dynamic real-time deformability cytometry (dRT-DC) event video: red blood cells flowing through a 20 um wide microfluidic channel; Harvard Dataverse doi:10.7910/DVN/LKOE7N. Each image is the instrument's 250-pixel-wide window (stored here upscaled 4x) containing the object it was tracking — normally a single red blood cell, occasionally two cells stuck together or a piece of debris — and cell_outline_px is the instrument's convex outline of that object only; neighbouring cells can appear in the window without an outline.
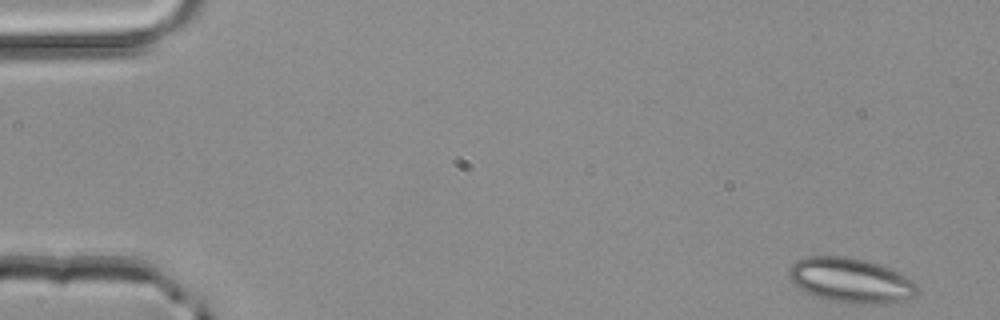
{"species": "common noctule bat (a hibernating species)", "species_latin": "Nyctalus noctula", "temperature_condition": "room temperature", "stored_images_in_passage": 49, "camera_frame_rate_fps": 3000, "um_per_image_px": 0.085, "animal": {"sex": "male", "body_mass_g": 20.4}, "frame": {"image": 1, "passage_image": 1, "time_ms": 0.0, "image_size_px": [1000, 320], "cell_outline_px": [[920, 288], [912, 296], [900, 300], [872, 304], [864, 304], [828, 300], [816, 296], [792, 284], [788, 276], [788, 272], [792, 264], [796, 260], [808, 256], [844, 256], [864, 260], [900, 272], [908, 276]], "centroid_in_image_um": [72.28, 23.81], "position_along_channel_um": 12.7, "area_um2": 33.12}}
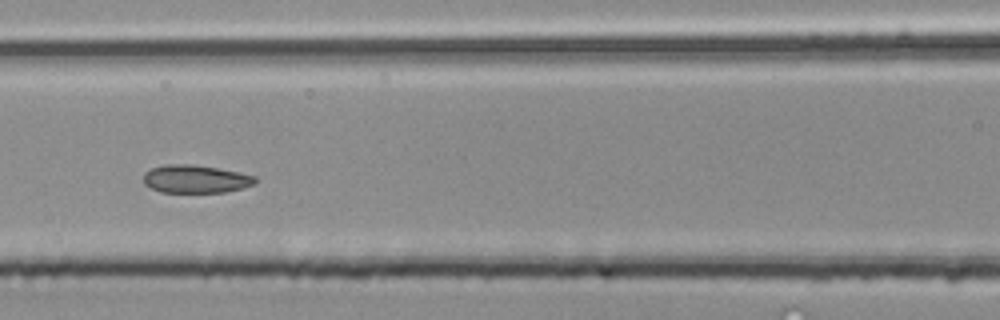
{"frame": {"image": 2, "passage_image": 21, "time_ms": 6.667, "image_size_px": [1000, 320], "cell_outline_px": [[256, 180], [252, 184], [240, 188], [224, 192], [160, 192], [144, 184], [144, 172], [152, 168], [168, 164], [192, 164], [216, 168], [256, 176]], "centroid_in_image_um": [16.57, 15.21], "position_along_channel_um": 150.0, "area_um2": 17.92}}
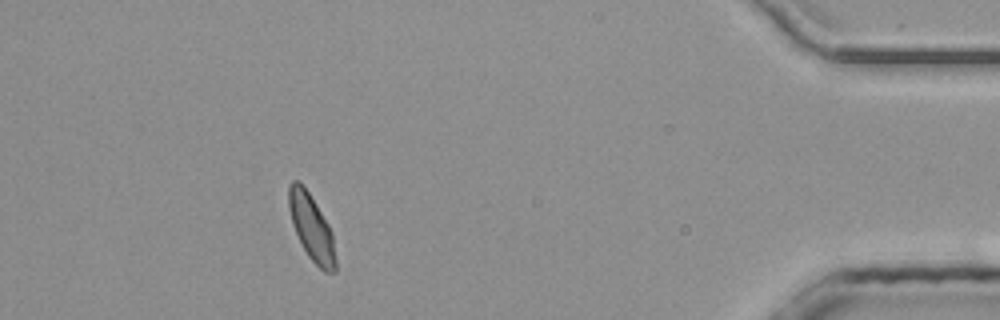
{"frame": {"image": 3, "passage_image": 44, "time_ms": 14.333, "image_size_px": [1000, 320], "cell_outline_px": [[336, 272], [324, 272], [308, 256], [292, 224], [288, 208], [288, 184], [292, 180], [296, 180], [308, 192], [316, 204], [328, 224], [332, 232], [336, 260]], "centroid_in_image_um": [26.47, 19.35], "position_along_channel_um": 408.7, "area_um2": 17.8}, "authors_computed_cell_mechanics": {"area_um2": 18.3804, "velocity_mm_per_s": 4.1272, "shape_relaxation_time_tau1_ms": null, "shape_relaxation_time_tau2_ms": 1.6355, "deformation_change_tau1": null, "deformation_change_tau2": 0.0534}}